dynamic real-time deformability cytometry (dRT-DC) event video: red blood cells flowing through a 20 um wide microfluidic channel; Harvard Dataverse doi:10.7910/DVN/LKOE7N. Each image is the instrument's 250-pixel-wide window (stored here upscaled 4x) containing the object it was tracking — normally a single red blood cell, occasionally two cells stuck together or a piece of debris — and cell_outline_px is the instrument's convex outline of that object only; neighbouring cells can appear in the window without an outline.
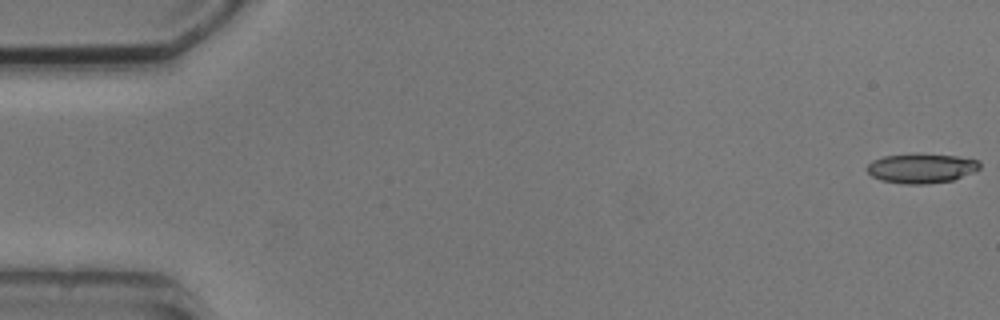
{"species": "common noctule bat (a hibernating species)", "species_latin": "Nyctalus noctula", "temperature_condition": "cold", "stored_images_in_passage": 6, "camera_frame_rate_fps": 3000, "um_per_image_px": 0.085, "animal": {"sex": "male", "body_mass_g": 20.5, "forearm_length_mm": 52.5}, "frame": {"image": 1, "passage_image": 1, "time_ms": 0.0, "image_size_px": [1000, 320], "cell_outline_px": [[980, 168], [972, 172], [952, 180], [928, 184], [904, 184], [880, 180], [872, 176], [864, 168], [872, 160], [884, 156], [956, 156], [980, 160]], "centroid_in_image_um": [78.29, 14.34], "position_along_channel_um": 6.7, "area_um2": 18.79}}